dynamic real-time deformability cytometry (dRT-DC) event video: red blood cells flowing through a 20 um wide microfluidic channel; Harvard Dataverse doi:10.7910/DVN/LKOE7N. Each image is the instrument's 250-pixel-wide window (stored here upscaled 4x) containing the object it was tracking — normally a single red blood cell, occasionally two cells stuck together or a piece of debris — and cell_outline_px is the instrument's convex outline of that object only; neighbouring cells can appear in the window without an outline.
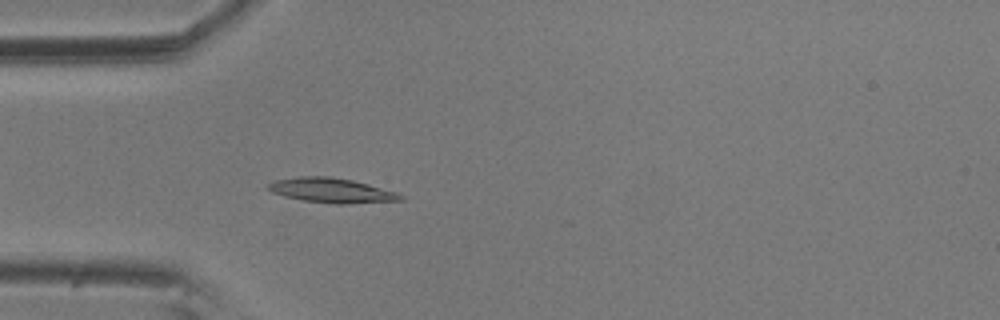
{"species": "common noctule bat (a hibernating species)", "species_latin": "Nyctalus noctula", "temperature_condition": "room temperature", "stored_images_in_passage": 1, "camera_frame_rate_fps": 3000, "um_per_image_px": 0.085, "animal": {"sex": "male", "body_mass_g": 20.5, "forearm_length_mm": 52.5}, "frame": {"image": 1, "passage_image": 1, "time_ms": 0.0, "image_size_px": [1000, 320], "cell_outline_px": [[404, 200], [348, 204], [336, 204], [300, 200], [284, 196], [272, 192], [264, 188], [268, 184], [276, 180], [300, 176], [332, 176], [352, 180], [368, 184], [396, 192], [404, 196]], "centroid_in_image_um": [28.17, 16.19], "position_along_channel_um": 56.8, "area_um2": 19.19}}